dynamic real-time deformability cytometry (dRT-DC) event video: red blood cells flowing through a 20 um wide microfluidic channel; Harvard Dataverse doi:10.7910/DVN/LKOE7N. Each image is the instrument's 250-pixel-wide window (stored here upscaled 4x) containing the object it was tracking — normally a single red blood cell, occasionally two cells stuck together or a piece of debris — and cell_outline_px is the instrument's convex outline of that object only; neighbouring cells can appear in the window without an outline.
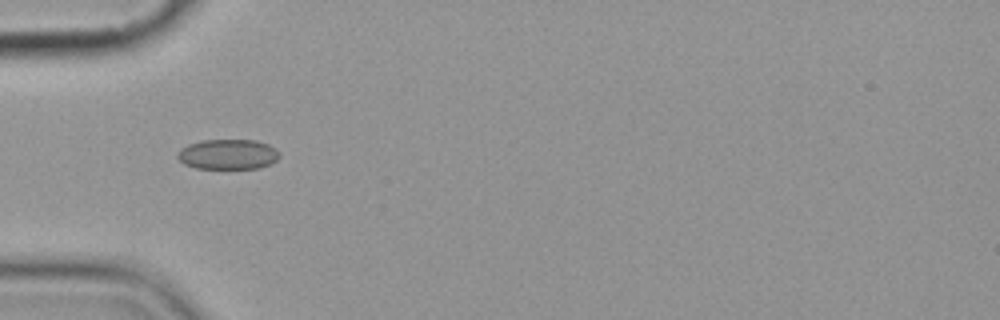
{"species": "common noctule bat (a hibernating species)", "species_latin": "Nyctalus noctula", "temperature_condition": "cold", "stored_images_in_passage": 11, "camera_frame_rate_fps": 3000, "um_per_image_px": 0.085, "animal": {"sex": "female", "body_mass_g": 19.9}, "frame": {"image": 1, "passage_image": 5, "time_ms": 5.333, "image_size_px": [1000, 320], "cell_outline_px": [[280, 156], [276, 160], [260, 168], [196, 168], [184, 164], [176, 156], [180, 148], [188, 144], [204, 140], [256, 140], [268, 144], [276, 148], [280, 152]], "centroid_in_image_um": [19.38, 13.11], "position_along_channel_um": 65.6, "area_um2": 17.92}}
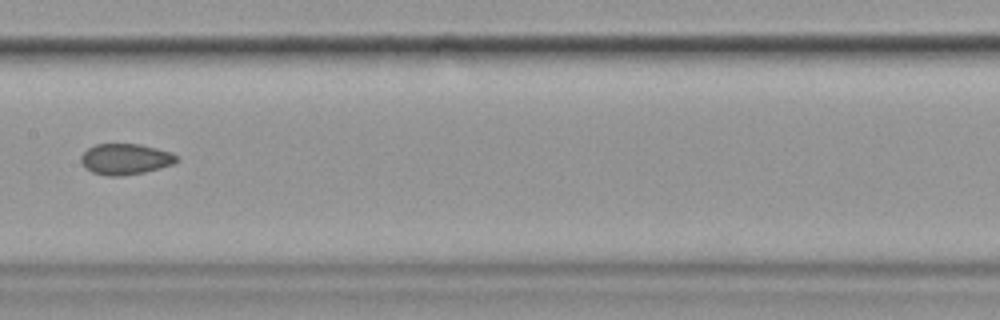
{"frame": {"image": 2, "passage_image": 8, "time_ms": 9.0, "image_size_px": [1000, 320], "cell_outline_px": [[180, 160], [172, 164], [160, 168], [144, 172], [120, 176], [108, 176], [92, 172], [80, 160], [80, 156], [88, 148], [96, 144], [140, 144], [172, 152]], "centroid_in_image_um": [10.68, 13.52], "position_along_channel_um": 196.7, "area_um2": 17.11}}
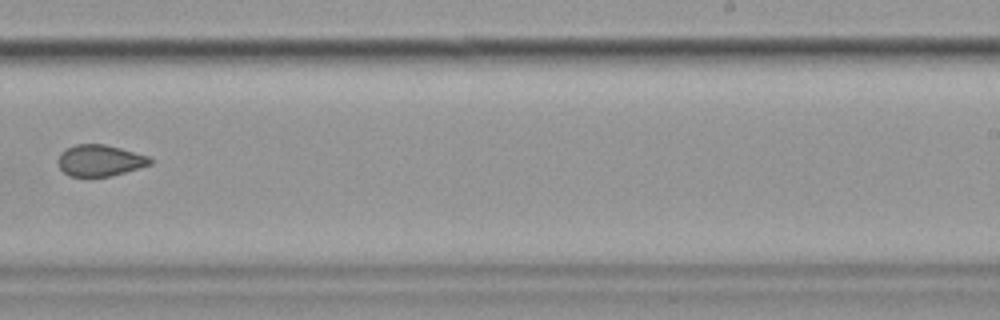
{"frame": {"image": 3, "passage_image": 10, "time_ms": 11.333, "image_size_px": [1000, 320], "cell_outline_px": [[152, 164], [112, 176], [68, 176], [60, 168], [56, 160], [60, 152], [76, 144], [104, 144], [120, 148], [148, 156], [152, 160]], "centroid_in_image_um": [8.47, 13.64], "position_along_channel_um": 280.5, "area_um2": 16.82}}